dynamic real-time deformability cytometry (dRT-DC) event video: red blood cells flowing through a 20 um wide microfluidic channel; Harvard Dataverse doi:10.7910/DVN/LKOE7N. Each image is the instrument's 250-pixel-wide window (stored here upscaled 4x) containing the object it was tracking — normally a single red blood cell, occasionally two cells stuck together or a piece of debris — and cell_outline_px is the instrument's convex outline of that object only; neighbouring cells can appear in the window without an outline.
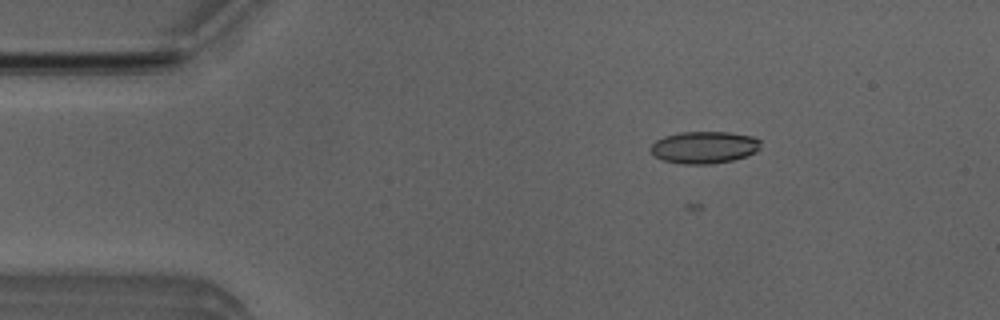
{"species": "Egyptian fruit bat (a non-hibernating species)", "species_latin": "Rousettus aegyptiacus", "temperature_condition": "room temperature", "stored_images_in_passage": 48, "camera_frame_rate_fps": 3000, "um_per_image_px": 0.085, "animal": {"sex": "male"}, "frame": {"image": 1, "passage_image": 10, "time_ms": 3.0, "image_size_px": [1000, 320], "cell_outline_px": [[760, 148], [756, 152], [748, 156], [732, 160], [708, 164], [684, 164], [664, 160], [656, 156], [648, 148], [656, 140], [664, 136], [680, 132], [728, 132], [752, 136], [760, 140]], "centroid_in_image_um": [59.87, 12.52], "position_along_channel_um": 25.1, "area_um2": 20.58}}
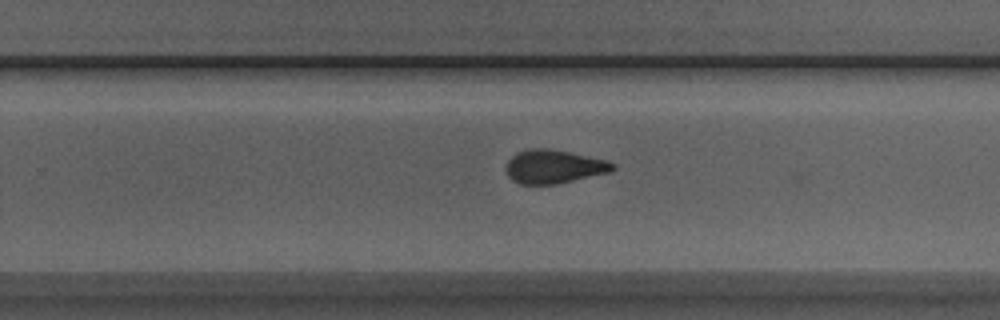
{"frame": {"image": 2, "passage_image": 34, "time_ms": 11.0, "image_size_px": [1000, 320], "cell_outline_px": [[616, 168], [608, 172], [556, 184], [520, 184], [512, 180], [508, 176], [508, 160], [516, 152], [528, 148], [548, 148], [608, 160], [616, 164]], "centroid_in_image_um": [47.08, 14.15], "position_along_channel_um": 282.7, "area_um2": 20.69}}
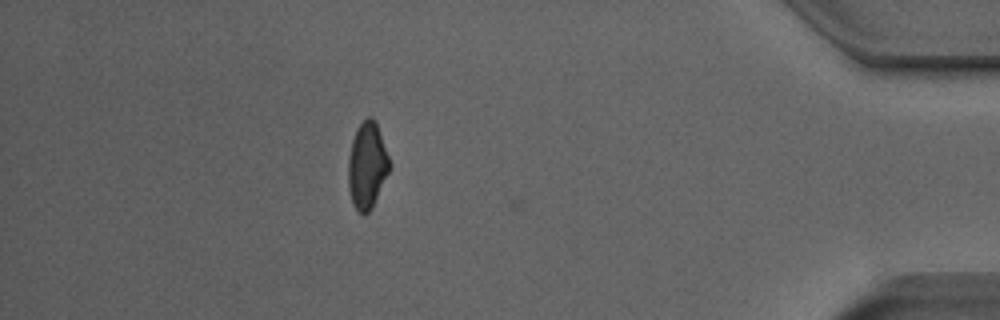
{"frame": {"image": 3, "passage_image": 47, "time_ms": 15.333, "image_size_px": [1000, 320], "cell_outline_px": [[392, 164], [372, 208], [364, 216], [356, 212], [352, 204], [348, 188], [348, 160], [352, 140], [356, 128], [368, 116], [372, 116], [376, 120]], "centroid_in_image_um": [31.2, 14.08], "position_along_channel_um": 404.0, "area_um2": 21.21}, "authors_computed_cell_mechanics": {"area_um2": 21.097, "velocity_mm_per_s": 3.9871, "shape_relaxation_time_tau1_ms": 5.581, "shape_relaxation_time_tau2_ms": 2.1449, "deformation_change_tau1": 0.1613, "deformation_change_tau2": 0.0811}}